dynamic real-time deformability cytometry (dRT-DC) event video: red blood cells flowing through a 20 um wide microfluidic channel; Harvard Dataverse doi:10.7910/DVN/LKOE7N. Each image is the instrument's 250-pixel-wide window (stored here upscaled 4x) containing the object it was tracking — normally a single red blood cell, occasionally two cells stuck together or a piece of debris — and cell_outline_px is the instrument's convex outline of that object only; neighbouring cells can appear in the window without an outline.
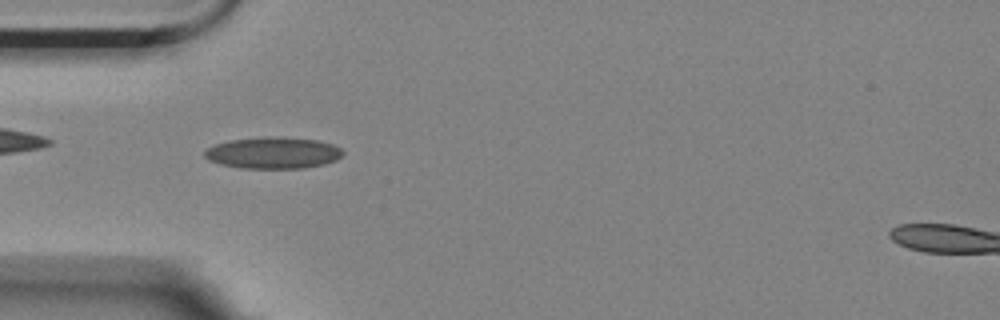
{"species": "Egyptian fruit bat (a non-hibernating species)", "species_latin": "Rousettus aegyptiacus", "temperature_condition": "room temperature", "stored_images_in_passage": 42, "camera_frame_rate_fps": 3000, "um_per_image_px": 0.085, "animal": {"sex": "female"}, "frame": {"image": 1, "passage_image": 2, "time_ms": 0.333, "image_size_px": [1000, 320], "cell_outline_px": [[344, 152], [336, 160], [324, 164], [304, 168], [240, 168], [220, 164], [208, 160], [204, 156], [204, 152], [208, 148], [216, 144], [228, 140], [264, 136], [268, 136], [316, 140], [332, 144], [340, 148]], "centroid_in_image_um": [23.18, 12.99], "position_along_channel_um": 61.8, "area_um2": 25.37}}
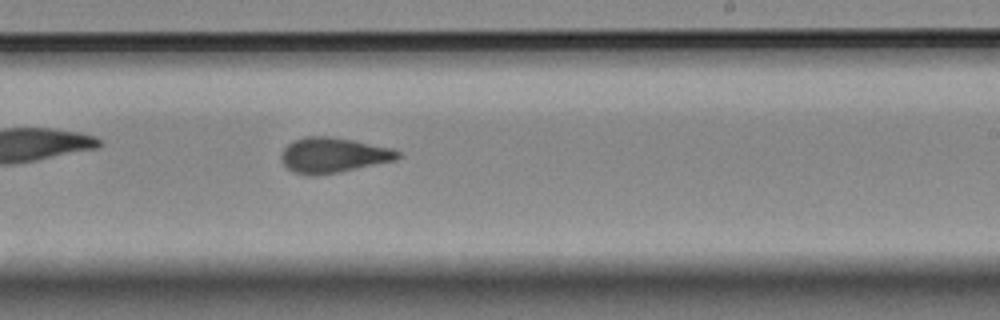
{"frame": {"image": 2, "passage_image": 19, "time_ms": 6.0, "image_size_px": [1000, 320], "cell_outline_px": [[400, 156], [396, 160], [340, 172], [316, 176], [308, 176], [292, 172], [280, 160], [280, 156], [284, 148], [292, 140], [304, 136], [328, 136], [352, 140], [392, 148], [400, 152]], "centroid_in_image_um": [28.28, 13.2], "position_along_channel_um": 260.7, "area_um2": 24.1}}
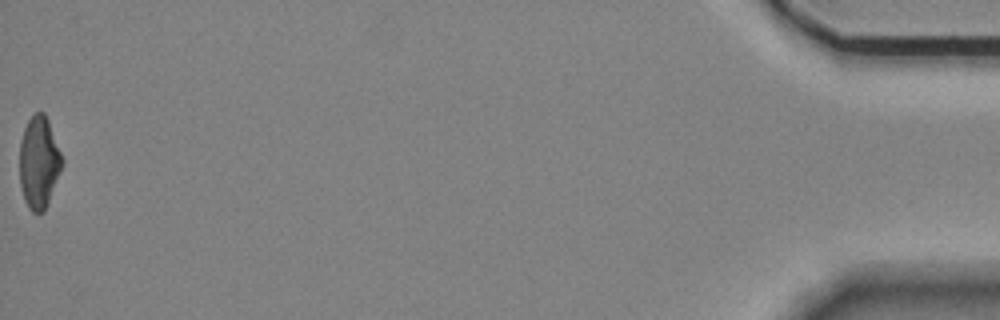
{"frame": {"image": 3, "passage_image": 42, "time_ms": 13.667, "image_size_px": [1000, 320], "cell_outline_px": [[64, 160], [44, 212], [32, 212], [28, 208], [24, 200], [20, 184], [20, 140], [24, 128], [28, 120], [36, 112], [44, 112], [48, 120]], "centroid_in_image_um": [3.3, 13.79], "position_along_channel_um": 431.9, "area_um2": 22.6}, "authors_computed_cell_mechanics": {"area_um2": 23.4379, "velocity_mm_per_s": 3.5153, "shape_relaxation_time_tau1_ms": null, "shape_relaxation_time_tau2_ms": 1.6059, "deformation_change_tau1": null, "deformation_change_tau2": 0.1026}}